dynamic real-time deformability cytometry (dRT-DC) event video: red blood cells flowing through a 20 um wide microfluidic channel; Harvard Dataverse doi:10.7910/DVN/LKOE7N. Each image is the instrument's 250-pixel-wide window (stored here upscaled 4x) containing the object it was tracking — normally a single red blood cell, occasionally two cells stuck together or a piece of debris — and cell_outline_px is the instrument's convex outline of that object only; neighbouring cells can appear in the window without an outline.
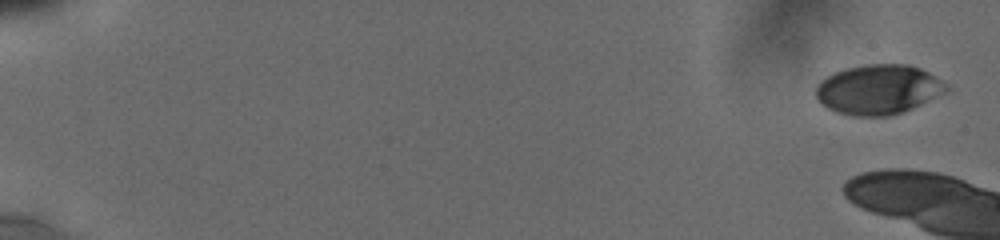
{"species": "human", "species_latin": "Homo sapiens", "temperature_condition": "cold", "stored_images_in_passage": 6, "camera_frame_rate_fps": 3000, "um_per_image_px": 0.085, "donor": {"sex": "male"}, "frame": {"image": 1, "passage_image": 1, "time_ms": 0.0, "image_size_px": [1000, 240], "cell_outline_px": [[948, 88], [944, 92], [912, 108], [888, 116], [852, 116], [836, 112], [820, 104], [816, 96], [816, 88], [820, 80], [844, 68], [864, 64], [908, 64], [920, 68], [936, 76], [948, 84]], "centroid_in_image_um": [74.63, 7.6], "position_along_channel_um": 10.4, "area_um2": 37.74}}